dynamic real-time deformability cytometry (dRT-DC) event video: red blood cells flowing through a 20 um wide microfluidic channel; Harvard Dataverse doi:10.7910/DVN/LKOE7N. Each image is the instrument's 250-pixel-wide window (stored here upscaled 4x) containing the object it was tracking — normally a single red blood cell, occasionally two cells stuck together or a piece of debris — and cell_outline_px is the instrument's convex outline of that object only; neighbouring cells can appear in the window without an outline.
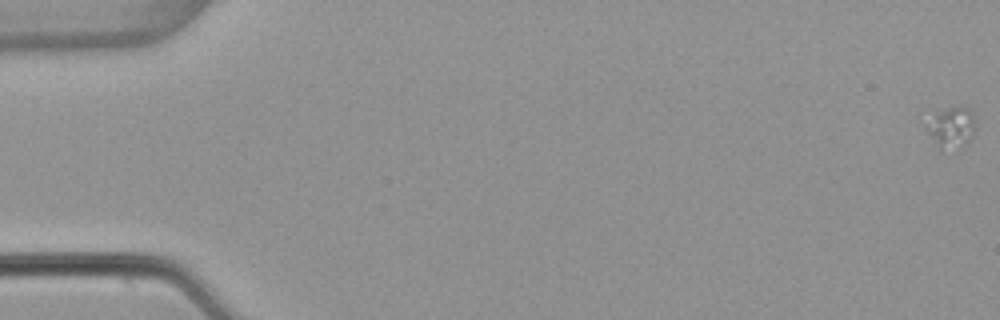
{"species": "common noctule bat (a hibernating species)", "species_latin": "Nyctalus noctula", "temperature_condition": "warm", "stored_images_in_passage": 43, "camera_frame_rate_fps": 3000, "um_per_image_px": 0.085, "animal": {"sex": "female", "body_mass_g": 22.7, "forearm_length_mm": 54.2}, "frame": {"image": 1, "passage_image": 1, "time_ms": 0.0, "image_size_px": [1000, 320], "cell_outline_px": [[976, 128], [972, 140], [968, 144], [940, 148], [936, 144], [928, 132], [924, 124], [936, 112], [948, 108], [964, 104], [972, 112], [976, 124]], "centroid_in_image_um": [80.92, 10.76], "position_along_channel_um": 4.1, "area_um2": 11.73}}